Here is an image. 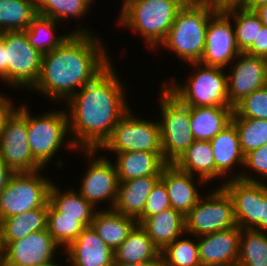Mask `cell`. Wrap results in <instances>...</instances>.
Wrapping results in <instances>:
<instances>
[{
  "mask_svg": "<svg viewBox=\"0 0 267 266\" xmlns=\"http://www.w3.org/2000/svg\"><path fill=\"white\" fill-rule=\"evenodd\" d=\"M70 266H113L114 251L92 226L86 227L63 251Z\"/></svg>",
  "mask_w": 267,
  "mask_h": 266,
  "instance_id": "obj_20",
  "label": "cell"
},
{
  "mask_svg": "<svg viewBox=\"0 0 267 266\" xmlns=\"http://www.w3.org/2000/svg\"><path fill=\"white\" fill-rule=\"evenodd\" d=\"M213 188L185 216V233L192 238L237 226L231 196L222 186Z\"/></svg>",
  "mask_w": 267,
  "mask_h": 266,
  "instance_id": "obj_9",
  "label": "cell"
},
{
  "mask_svg": "<svg viewBox=\"0 0 267 266\" xmlns=\"http://www.w3.org/2000/svg\"><path fill=\"white\" fill-rule=\"evenodd\" d=\"M173 164L206 183L215 180V161L210 141L195 140Z\"/></svg>",
  "mask_w": 267,
  "mask_h": 266,
  "instance_id": "obj_30",
  "label": "cell"
},
{
  "mask_svg": "<svg viewBox=\"0 0 267 266\" xmlns=\"http://www.w3.org/2000/svg\"><path fill=\"white\" fill-rule=\"evenodd\" d=\"M43 170L14 173L0 192V221L9 216L49 206V191L54 181Z\"/></svg>",
  "mask_w": 267,
  "mask_h": 266,
  "instance_id": "obj_8",
  "label": "cell"
},
{
  "mask_svg": "<svg viewBox=\"0 0 267 266\" xmlns=\"http://www.w3.org/2000/svg\"><path fill=\"white\" fill-rule=\"evenodd\" d=\"M261 19L264 27L267 28V4H263L254 10Z\"/></svg>",
  "mask_w": 267,
  "mask_h": 266,
  "instance_id": "obj_49",
  "label": "cell"
},
{
  "mask_svg": "<svg viewBox=\"0 0 267 266\" xmlns=\"http://www.w3.org/2000/svg\"><path fill=\"white\" fill-rule=\"evenodd\" d=\"M160 134L163 158L174 163L195 141L191 131L190 107L181 103L164 86L160 88Z\"/></svg>",
  "mask_w": 267,
  "mask_h": 266,
  "instance_id": "obj_7",
  "label": "cell"
},
{
  "mask_svg": "<svg viewBox=\"0 0 267 266\" xmlns=\"http://www.w3.org/2000/svg\"><path fill=\"white\" fill-rule=\"evenodd\" d=\"M14 172L0 158V192L6 187Z\"/></svg>",
  "mask_w": 267,
  "mask_h": 266,
  "instance_id": "obj_46",
  "label": "cell"
},
{
  "mask_svg": "<svg viewBox=\"0 0 267 266\" xmlns=\"http://www.w3.org/2000/svg\"><path fill=\"white\" fill-rule=\"evenodd\" d=\"M232 21L223 10H218L210 18L201 64L228 69L227 65L229 66L241 53Z\"/></svg>",
  "mask_w": 267,
  "mask_h": 266,
  "instance_id": "obj_15",
  "label": "cell"
},
{
  "mask_svg": "<svg viewBox=\"0 0 267 266\" xmlns=\"http://www.w3.org/2000/svg\"><path fill=\"white\" fill-rule=\"evenodd\" d=\"M185 4L183 0H123L117 22L140 34L145 46L156 52Z\"/></svg>",
  "mask_w": 267,
  "mask_h": 266,
  "instance_id": "obj_4",
  "label": "cell"
},
{
  "mask_svg": "<svg viewBox=\"0 0 267 266\" xmlns=\"http://www.w3.org/2000/svg\"><path fill=\"white\" fill-rule=\"evenodd\" d=\"M1 39L5 48V84L14 89H31L39 78L43 54L29 44L24 31L3 32Z\"/></svg>",
  "mask_w": 267,
  "mask_h": 266,
  "instance_id": "obj_10",
  "label": "cell"
},
{
  "mask_svg": "<svg viewBox=\"0 0 267 266\" xmlns=\"http://www.w3.org/2000/svg\"><path fill=\"white\" fill-rule=\"evenodd\" d=\"M2 34H3V32L0 30V40H1Z\"/></svg>",
  "mask_w": 267,
  "mask_h": 266,
  "instance_id": "obj_54",
  "label": "cell"
},
{
  "mask_svg": "<svg viewBox=\"0 0 267 266\" xmlns=\"http://www.w3.org/2000/svg\"><path fill=\"white\" fill-rule=\"evenodd\" d=\"M0 158L14 173L44 169L31 153L27 121L16 109L4 122L0 133Z\"/></svg>",
  "mask_w": 267,
  "mask_h": 266,
  "instance_id": "obj_13",
  "label": "cell"
},
{
  "mask_svg": "<svg viewBox=\"0 0 267 266\" xmlns=\"http://www.w3.org/2000/svg\"><path fill=\"white\" fill-rule=\"evenodd\" d=\"M27 107L28 105L23 103L19 107L16 106V110L27 121L31 153L43 167L52 161L60 148L77 150L68 136L70 134L67 110H48L44 114L42 112V115L32 116Z\"/></svg>",
  "mask_w": 267,
  "mask_h": 266,
  "instance_id": "obj_5",
  "label": "cell"
},
{
  "mask_svg": "<svg viewBox=\"0 0 267 266\" xmlns=\"http://www.w3.org/2000/svg\"><path fill=\"white\" fill-rule=\"evenodd\" d=\"M209 2L215 9L224 10L233 6H242L245 0H205Z\"/></svg>",
  "mask_w": 267,
  "mask_h": 266,
  "instance_id": "obj_44",
  "label": "cell"
},
{
  "mask_svg": "<svg viewBox=\"0 0 267 266\" xmlns=\"http://www.w3.org/2000/svg\"><path fill=\"white\" fill-rule=\"evenodd\" d=\"M237 266H267V233L242 229Z\"/></svg>",
  "mask_w": 267,
  "mask_h": 266,
  "instance_id": "obj_34",
  "label": "cell"
},
{
  "mask_svg": "<svg viewBox=\"0 0 267 266\" xmlns=\"http://www.w3.org/2000/svg\"><path fill=\"white\" fill-rule=\"evenodd\" d=\"M267 4V0H245V3L242 5V7L255 10L257 7Z\"/></svg>",
  "mask_w": 267,
  "mask_h": 266,
  "instance_id": "obj_50",
  "label": "cell"
},
{
  "mask_svg": "<svg viewBox=\"0 0 267 266\" xmlns=\"http://www.w3.org/2000/svg\"><path fill=\"white\" fill-rule=\"evenodd\" d=\"M233 107H190V125L195 140L210 141L232 122Z\"/></svg>",
  "mask_w": 267,
  "mask_h": 266,
  "instance_id": "obj_26",
  "label": "cell"
},
{
  "mask_svg": "<svg viewBox=\"0 0 267 266\" xmlns=\"http://www.w3.org/2000/svg\"><path fill=\"white\" fill-rule=\"evenodd\" d=\"M88 159V170L81 178L78 193L96 209L98 205L107 201V209H113L117 199L119 179L114 162L107 155L98 156V150H77ZM95 154L98 156L95 157ZM86 155V156H85Z\"/></svg>",
  "mask_w": 267,
  "mask_h": 266,
  "instance_id": "obj_12",
  "label": "cell"
},
{
  "mask_svg": "<svg viewBox=\"0 0 267 266\" xmlns=\"http://www.w3.org/2000/svg\"><path fill=\"white\" fill-rule=\"evenodd\" d=\"M111 62L81 87L67 105L70 140L77 150H98L130 109L126 86Z\"/></svg>",
  "mask_w": 267,
  "mask_h": 266,
  "instance_id": "obj_1",
  "label": "cell"
},
{
  "mask_svg": "<svg viewBox=\"0 0 267 266\" xmlns=\"http://www.w3.org/2000/svg\"><path fill=\"white\" fill-rule=\"evenodd\" d=\"M238 226L197 237L201 266H236L239 257Z\"/></svg>",
  "mask_w": 267,
  "mask_h": 266,
  "instance_id": "obj_18",
  "label": "cell"
},
{
  "mask_svg": "<svg viewBox=\"0 0 267 266\" xmlns=\"http://www.w3.org/2000/svg\"><path fill=\"white\" fill-rule=\"evenodd\" d=\"M232 122L236 126L244 155L267 144V120L232 118Z\"/></svg>",
  "mask_w": 267,
  "mask_h": 266,
  "instance_id": "obj_38",
  "label": "cell"
},
{
  "mask_svg": "<svg viewBox=\"0 0 267 266\" xmlns=\"http://www.w3.org/2000/svg\"><path fill=\"white\" fill-rule=\"evenodd\" d=\"M0 79L5 83V48L2 39L0 40Z\"/></svg>",
  "mask_w": 267,
  "mask_h": 266,
  "instance_id": "obj_48",
  "label": "cell"
},
{
  "mask_svg": "<svg viewBox=\"0 0 267 266\" xmlns=\"http://www.w3.org/2000/svg\"><path fill=\"white\" fill-rule=\"evenodd\" d=\"M3 245L0 265L37 266L60 265L54 261L60 246L47 229Z\"/></svg>",
  "mask_w": 267,
  "mask_h": 266,
  "instance_id": "obj_14",
  "label": "cell"
},
{
  "mask_svg": "<svg viewBox=\"0 0 267 266\" xmlns=\"http://www.w3.org/2000/svg\"><path fill=\"white\" fill-rule=\"evenodd\" d=\"M229 66L231 70L227 74V92L231 107L267 85L266 58L240 53Z\"/></svg>",
  "mask_w": 267,
  "mask_h": 266,
  "instance_id": "obj_16",
  "label": "cell"
},
{
  "mask_svg": "<svg viewBox=\"0 0 267 266\" xmlns=\"http://www.w3.org/2000/svg\"><path fill=\"white\" fill-rule=\"evenodd\" d=\"M37 15L35 0H0V30L24 31Z\"/></svg>",
  "mask_w": 267,
  "mask_h": 266,
  "instance_id": "obj_33",
  "label": "cell"
},
{
  "mask_svg": "<svg viewBox=\"0 0 267 266\" xmlns=\"http://www.w3.org/2000/svg\"><path fill=\"white\" fill-rule=\"evenodd\" d=\"M128 110L114 126L110 137L98 149L123 153L128 151H146L163 153L161 148L160 123L137 118Z\"/></svg>",
  "mask_w": 267,
  "mask_h": 266,
  "instance_id": "obj_11",
  "label": "cell"
},
{
  "mask_svg": "<svg viewBox=\"0 0 267 266\" xmlns=\"http://www.w3.org/2000/svg\"><path fill=\"white\" fill-rule=\"evenodd\" d=\"M113 266H162V260H148L142 261L138 263H120V262H113Z\"/></svg>",
  "mask_w": 267,
  "mask_h": 266,
  "instance_id": "obj_47",
  "label": "cell"
},
{
  "mask_svg": "<svg viewBox=\"0 0 267 266\" xmlns=\"http://www.w3.org/2000/svg\"><path fill=\"white\" fill-rule=\"evenodd\" d=\"M186 4L193 2L194 0H183Z\"/></svg>",
  "mask_w": 267,
  "mask_h": 266,
  "instance_id": "obj_53",
  "label": "cell"
},
{
  "mask_svg": "<svg viewBox=\"0 0 267 266\" xmlns=\"http://www.w3.org/2000/svg\"><path fill=\"white\" fill-rule=\"evenodd\" d=\"M7 95H1L0 93V133L4 126V122L6 119L13 113L16 109L15 105H13V101L10 96L6 97Z\"/></svg>",
  "mask_w": 267,
  "mask_h": 266,
  "instance_id": "obj_43",
  "label": "cell"
},
{
  "mask_svg": "<svg viewBox=\"0 0 267 266\" xmlns=\"http://www.w3.org/2000/svg\"><path fill=\"white\" fill-rule=\"evenodd\" d=\"M148 260H162L161 251L149 238L146 230L137 224L114 251V261L135 264Z\"/></svg>",
  "mask_w": 267,
  "mask_h": 266,
  "instance_id": "obj_29",
  "label": "cell"
},
{
  "mask_svg": "<svg viewBox=\"0 0 267 266\" xmlns=\"http://www.w3.org/2000/svg\"><path fill=\"white\" fill-rule=\"evenodd\" d=\"M85 229L78 218L61 217L50 204L47 213V230L64 251Z\"/></svg>",
  "mask_w": 267,
  "mask_h": 266,
  "instance_id": "obj_37",
  "label": "cell"
},
{
  "mask_svg": "<svg viewBox=\"0 0 267 266\" xmlns=\"http://www.w3.org/2000/svg\"><path fill=\"white\" fill-rule=\"evenodd\" d=\"M141 226L162 251L168 244L185 234V216L173 208L148 217Z\"/></svg>",
  "mask_w": 267,
  "mask_h": 266,
  "instance_id": "obj_27",
  "label": "cell"
},
{
  "mask_svg": "<svg viewBox=\"0 0 267 266\" xmlns=\"http://www.w3.org/2000/svg\"><path fill=\"white\" fill-rule=\"evenodd\" d=\"M0 266H18V265H0ZM37 266H61V265H37Z\"/></svg>",
  "mask_w": 267,
  "mask_h": 266,
  "instance_id": "obj_52",
  "label": "cell"
},
{
  "mask_svg": "<svg viewBox=\"0 0 267 266\" xmlns=\"http://www.w3.org/2000/svg\"><path fill=\"white\" fill-rule=\"evenodd\" d=\"M3 255V245H2V233H1V221H0V260Z\"/></svg>",
  "mask_w": 267,
  "mask_h": 266,
  "instance_id": "obj_51",
  "label": "cell"
},
{
  "mask_svg": "<svg viewBox=\"0 0 267 266\" xmlns=\"http://www.w3.org/2000/svg\"><path fill=\"white\" fill-rule=\"evenodd\" d=\"M243 167L244 169L248 167V169H246L245 171L238 170L239 172H242H238L235 176H232V179L265 183L264 181H267V144L245 154ZM247 170L250 172L254 171L257 175L255 174L253 176V174H247ZM256 176L260 179H256Z\"/></svg>",
  "mask_w": 267,
  "mask_h": 266,
  "instance_id": "obj_40",
  "label": "cell"
},
{
  "mask_svg": "<svg viewBox=\"0 0 267 266\" xmlns=\"http://www.w3.org/2000/svg\"><path fill=\"white\" fill-rule=\"evenodd\" d=\"M178 169L173 163H168L161 172L160 180L165 184L171 208L181 212L184 216L197 204L203 193L197 189L199 182L207 184L202 178ZM197 180V181H196ZM196 185V186H195Z\"/></svg>",
  "mask_w": 267,
  "mask_h": 266,
  "instance_id": "obj_19",
  "label": "cell"
},
{
  "mask_svg": "<svg viewBox=\"0 0 267 266\" xmlns=\"http://www.w3.org/2000/svg\"><path fill=\"white\" fill-rule=\"evenodd\" d=\"M92 33H72L59 47L43 54L38 80L30 91L52 102H67L110 63L102 39Z\"/></svg>",
  "mask_w": 267,
  "mask_h": 266,
  "instance_id": "obj_2",
  "label": "cell"
},
{
  "mask_svg": "<svg viewBox=\"0 0 267 266\" xmlns=\"http://www.w3.org/2000/svg\"><path fill=\"white\" fill-rule=\"evenodd\" d=\"M209 2L194 0L177 13L165 39L158 46L173 52L186 64L200 62L210 18L217 12Z\"/></svg>",
  "mask_w": 267,
  "mask_h": 266,
  "instance_id": "obj_3",
  "label": "cell"
},
{
  "mask_svg": "<svg viewBox=\"0 0 267 266\" xmlns=\"http://www.w3.org/2000/svg\"><path fill=\"white\" fill-rule=\"evenodd\" d=\"M232 20L238 49L244 53L257 38L263 28L260 17L254 10L233 6L223 10Z\"/></svg>",
  "mask_w": 267,
  "mask_h": 266,
  "instance_id": "obj_32",
  "label": "cell"
},
{
  "mask_svg": "<svg viewBox=\"0 0 267 266\" xmlns=\"http://www.w3.org/2000/svg\"><path fill=\"white\" fill-rule=\"evenodd\" d=\"M49 206L9 216L1 221L2 244H10L29 234L47 229Z\"/></svg>",
  "mask_w": 267,
  "mask_h": 266,
  "instance_id": "obj_31",
  "label": "cell"
},
{
  "mask_svg": "<svg viewBox=\"0 0 267 266\" xmlns=\"http://www.w3.org/2000/svg\"><path fill=\"white\" fill-rule=\"evenodd\" d=\"M215 161V180H222L218 183L219 186L224 184L223 181L232 179L231 173L236 165H244V154L240 147V141L236 126L233 122L227 125L221 132H219L213 139L210 140ZM230 173V174H229ZM228 176V177H227ZM229 179H227V178ZM222 178V179H221ZM221 184V185H220Z\"/></svg>",
  "mask_w": 267,
  "mask_h": 266,
  "instance_id": "obj_21",
  "label": "cell"
},
{
  "mask_svg": "<svg viewBox=\"0 0 267 266\" xmlns=\"http://www.w3.org/2000/svg\"><path fill=\"white\" fill-rule=\"evenodd\" d=\"M168 208H171L168 192L165 184L159 180L148 196L142 214L136 219L137 223L141 225L148 217L159 214Z\"/></svg>",
  "mask_w": 267,
  "mask_h": 266,
  "instance_id": "obj_41",
  "label": "cell"
},
{
  "mask_svg": "<svg viewBox=\"0 0 267 266\" xmlns=\"http://www.w3.org/2000/svg\"><path fill=\"white\" fill-rule=\"evenodd\" d=\"M91 4H94V0H35L37 14L57 22L66 21L67 18H84L90 12Z\"/></svg>",
  "mask_w": 267,
  "mask_h": 266,
  "instance_id": "obj_35",
  "label": "cell"
},
{
  "mask_svg": "<svg viewBox=\"0 0 267 266\" xmlns=\"http://www.w3.org/2000/svg\"><path fill=\"white\" fill-rule=\"evenodd\" d=\"M187 236V238H184ZM185 233L161 251L162 266H201L196 242Z\"/></svg>",
  "mask_w": 267,
  "mask_h": 266,
  "instance_id": "obj_36",
  "label": "cell"
},
{
  "mask_svg": "<svg viewBox=\"0 0 267 266\" xmlns=\"http://www.w3.org/2000/svg\"><path fill=\"white\" fill-rule=\"evenodd\" d=\"M250 56L263 57L267 59V28H263L258 32L257 38L253 44L244 52Z\"/></svg>",
  "mask_w": 267,
  "mask_h": 266,
  "instance_id": "obj_42",
  "label": "cell"
},
{
  "mask_svg": "<svg viewBox=\"0 0 267 266\" xmlns=\"http://www.w3.org/2000/svg\"><path fill=\"white\" fill-rule=\"evenodd\" d=\"M57 24L59 26L60 22L37 14L28 28L24 30L29 44L42 54H45L59 47L72 33H92L88 29L89 27L86 28L84 25L77 24V28H74L75 30L72 28V31L69 30L68 33L65 32L66 34L56 36Z\"/></svg>",
  "mask_w": 267,
  "mask_h": 266,
  "instance_id": "obj_25",
  "label": "cell"
},
{
  "mask_svg": "<svg viewBox=\"0 0 267 266\" xmlns=\"http://www.w3.org/2000/svg\"><path fill=\"white\" fill-rule=\"evenodd\" d=\"M161 176H144L119 182L113 209L122 215L137 219L143 212L148 196Z\"/></svg>",
  "mask_w": 267,
  "mask_h": 266,
  "instance_id": "obj_23",
  "label": "cell"
},
{
  "mask_svg": "<svg viewBox=\"0 0 267 266\" xmlns=\"http://www.w3.org/2000/svg\"><path fill=\"white\" fill-rule=\"evenodd\" d=\"M49 204L59 213L61 217L78 218L85 228L91 226L96 208L86 201L74 189L62 190L52 183L49 191Z\"/></svg>",
  "mask_w": 267,
  "mask_h": 266,
  "instance_id": "obj_28",
  "label": "cell"
},
{
  "mask_svg": "<svg viewBox=\"0 0 267 266\" xmlns=\"http://www.w3.org/2000/svg\"><path fill=\"white\" fill-rule=\"evenodd\" d=\"M261 231L267 233V183H263V203H261Z\"/></svg>",
  "mask_w": 267,
  "mask_h": 266,
  "instance_id": "obj_45",
  "label": "cell"
},
{
  "mask_svg": "<svg viewBox=\"0 0 267 266\" xmlns=\"http://www.w3.org/2000/svg\"><path fill=\"white\" fill-rule=\"evenodd\" d=\"M222 187L231 196L237 226L261 231L263 183L230 179Z\"/></svg>",
  "mask_w": 267,
  "mask_h": 266,
  "instance_id": "obj_17",
  "label": "cell"
},
{
  "mask_svg": "<svg viewBox=\"0 0 267 266\" xmlns=\"http://www.w3.org/2000/svg\"><path fill=\"white\" fill-rule=\"evenodd\" d=\"M232 118L267 120V85L239 101L233 107Z\"/></svg>",
  "mask_w": 267,
  "mask_h": 266,
  "instance_id": "obj_39",
  "label": "cell"
},
{
  "mask_svg": "<svg viewBox=\"0 0 267 266\" xmlns=\"http://www.w3.org/2000/svg\"><path fill=\"white\" fill-rule=\"evenodd\" d=\"M137 224L135 218L122 215L114 209L105 208L97 209L91 226L100 239L115 251Z\"/></svg>",
  "mask_w": 267,
  "mask_h": 266,
  "instance_id": "obj_24",
  "label": "cell"
},
{
  "mask_svg": "<svg viewBox=\"0 0 267 266\" xmlns=\"http://www.w3.org/2000/svg\"><path fill=\"white\" fill-rule=\"evenodd\" d=\"M114 154L119 182L144 176H161L163 168L168 164L163 153L128 151Z\"/></svg>",
  "mask_w": 267,
  "mask_h": 266,
  "instance_id": "obj_22",
  "label": "cell"
},
{
  "mask_svg": "<svg viewBox=\"0 0 267 266\" xmlns=\"http://www.w3.org/2000/svg\"><path fill=\"white\" fill-rule=\"evenodd\" d=\"M194 73L182 83L175 79L164 82V87L181 103L189 107H231L227 92L226 69L191 63ZM184 83V84H183Z\"/></svg>",
  "mask_w": 267,
  "mask_h": 266,
  "instance_id": "obj_6",
  "label": "cell"
}]
</instances>
